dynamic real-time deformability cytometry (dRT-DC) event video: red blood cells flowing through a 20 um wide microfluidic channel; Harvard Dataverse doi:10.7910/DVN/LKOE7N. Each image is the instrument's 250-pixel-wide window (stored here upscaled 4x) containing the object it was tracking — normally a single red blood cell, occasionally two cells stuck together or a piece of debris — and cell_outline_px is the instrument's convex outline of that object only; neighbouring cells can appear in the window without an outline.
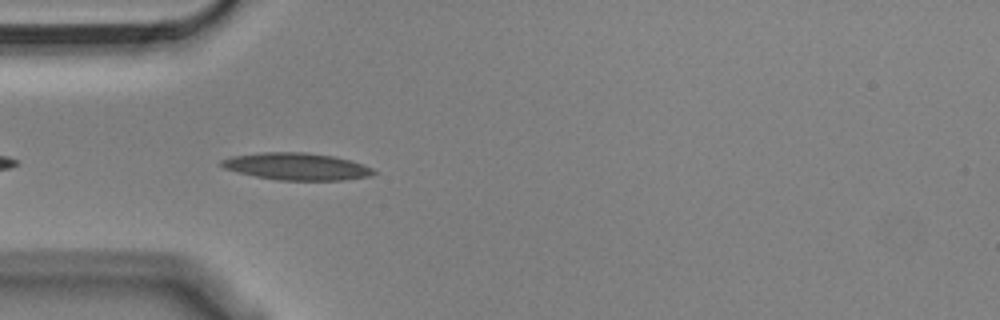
{"species": "Egyptian fruit bat (a non-hibernating species)", "species_latin": "Rousettus aegyptiacus", "temperature_condition": "cold", "stored_images_in_passage": 26, "camera_frame_rate_fps": 3000, "um_per_image_px": 0.085, "animal": {"sex": "male"}, "frame": {"image": 1, "passage_image": 3, "time_ms": 0.667, "image_size_px": [1000, 320], "cell_outline_px": [[376, 172], [368, 176], [344, 180], [280, 180], [256, 176], [224, 168], [216, 164], [220, 160], [232, 156], [264, 152], [308, 152], [332, 156], [352, 160], [372, 168]], "centroid_in_image_um": [25.19, 14.14], "position_along_channel_um": 59.8, "area_um2": 23.93}}
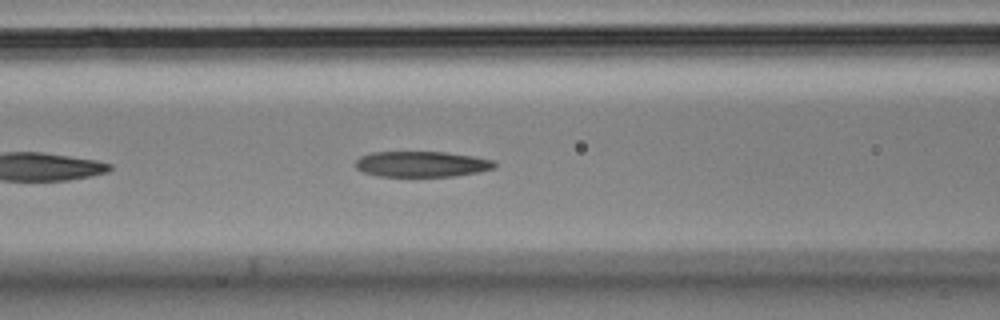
{"frame": {"image": 2, "passage_image": 9, "time_ms": 2.667, "image_size_px": [1000, 320], "cell_outline_px": [[496, 168], [476, 172], [452, 176], [376, 176], [364, 172], [356, 168], [356, 160], [360, 156], [372, 152], [444, 152], [472, 156], [496, 160]], "centroid_in_image_um": [35.85, 13.94], "position_along_channel_um": 130.8, "area_um2": 20.75}}
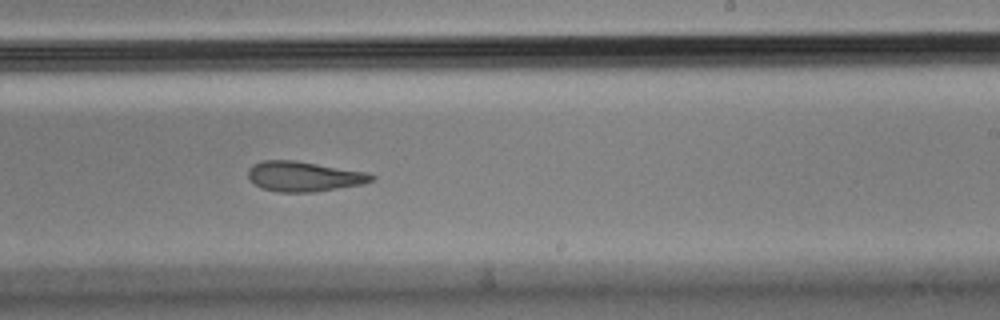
{"frame": {"image": 3, "passage_image": 20, "time_ms": 6.333, "image_size_px": [1000, 320], "cell_outline_px": [[376, 176], [372, 180], [364, 184], [312, 192], [276, 192], [260, 188], [248, 176], [248, 168], [252, 164], [264, 160], [296, 160], [368, 172]], "centroid_in_image_um": [25.83, 14.99], "position_along_channel_um": 263.2, "area_um2": 21.73}}